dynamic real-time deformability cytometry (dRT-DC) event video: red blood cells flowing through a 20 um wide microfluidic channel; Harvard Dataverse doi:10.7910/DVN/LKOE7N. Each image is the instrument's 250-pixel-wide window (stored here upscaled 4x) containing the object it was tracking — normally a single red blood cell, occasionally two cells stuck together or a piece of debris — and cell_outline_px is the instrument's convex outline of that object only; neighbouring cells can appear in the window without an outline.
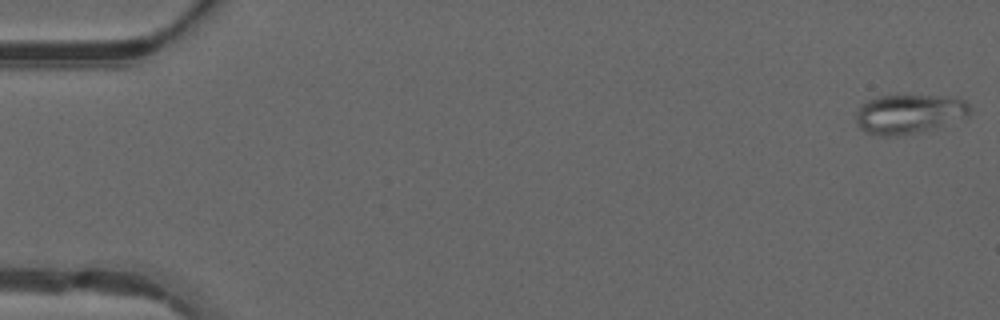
{"species": "common noctule bat (a hibernating species)", "species_latin": "Nyctalus noctula", "temperature_condition": "warm", "stored_images_in_passage": 16, "camera_frame_rate_fps": 3000, "um_per_image_px": 0.085, "animal": {"sex": "male", "forearm_length_mm": 52.5}, "frame": {"image": 1, "passage_image": 1, "time_ms": 0.0, "image_size_px": [1000, 320], "cell_outline_px": [[972, 112], [968, 116], [916, 132], [896, 136], [880, 136], [868, 132], [860, 128], [856, 124], [856, 112], [860, 104], [868, 100], [880, 96], [952, 96], [964, 100], [972, 108]], "centroid_in_image_um": [77.25, 9.66], "position_along_channel_um": 7.8, "area_um2": 25.78}}
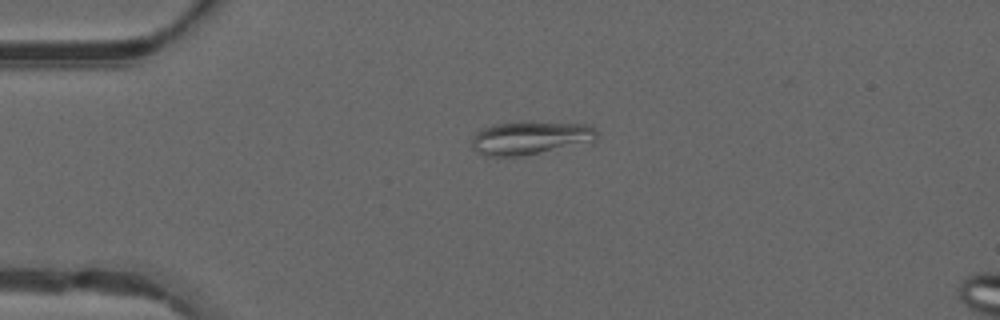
{"frame": {"image": 2, "passage_image": 12, "time_ms": 3.667, "image_size_px": [1000, 320], "cell_outline_px": [[596, 140], [592, 144], [524, 156], [484, 156], [476, 152], [472, 148], [472, 140], [476, 132], [480, 128], [496, 124], [592, 124], [596, 128]], "centroid_in_image_um": [45.13, 11.78], "position_along_channel_um": 39.9, "area_um2": 24.22}}